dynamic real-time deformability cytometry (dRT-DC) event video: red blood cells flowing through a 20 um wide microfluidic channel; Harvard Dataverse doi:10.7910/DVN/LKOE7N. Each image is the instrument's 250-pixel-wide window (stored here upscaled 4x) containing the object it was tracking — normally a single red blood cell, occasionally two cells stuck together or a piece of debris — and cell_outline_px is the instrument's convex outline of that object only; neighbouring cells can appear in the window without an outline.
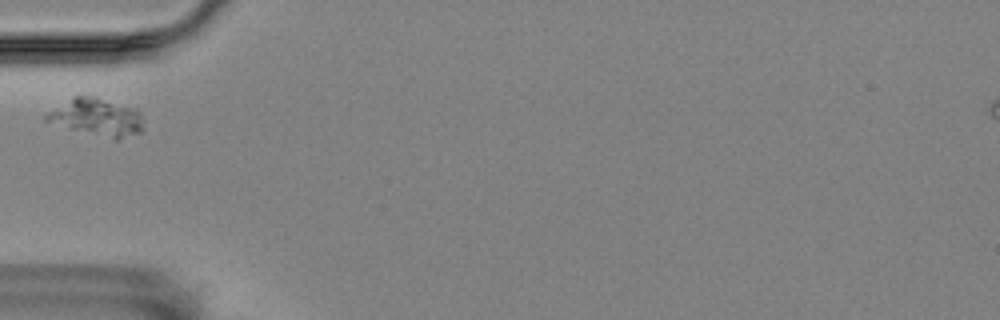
{"species": "Egyptian fruit bat (a non-hibernating species)", "species_latin": "Rousettus aegyptiacus", "temperature_condition": "room temperature", "stored_images_in_passage": 7, "camera_frame_rate_fps": 3000, "um_per_image_px": 0.085, "animal": {"sex": "female"}, "frame": {"image": 1, "passage_image": 2, "time_ms": 0.333, "image_size_px": [1000, 320], "cell_outline_px": [[144, 128], [140, 132], [120, 140], [116, 140], [72, 128], [44, 120], [44, 116], [48, 112], [72, 96], [96, 96], [136, 108], [140, 112]], "centroid_in_image_um": [8.29, 9.94], "position_along_channel_um": 76.7, "area_um2": 21.04}}
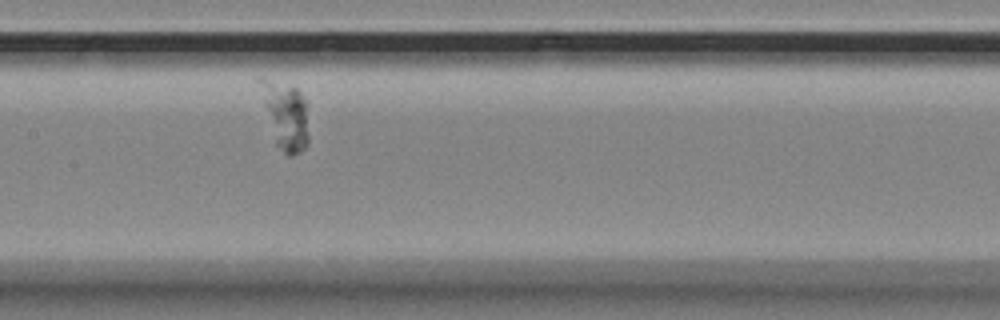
{"frame": {"image": 2, "passage_image": 5, "time_ms": 1.333, "image_size_px": [1000, 320], "cell_outline_px": [[308, 144], [300, 152], [288, 156], [276, 144], [256, 80], [256, 76], [260, 76], [296, 88], [300, 92], [304, 100], [308, 136]], "centroid_in_image_um": [24.22, 9.75], "position_along_channel_um": 183.2, "area_um2": 18.79}}
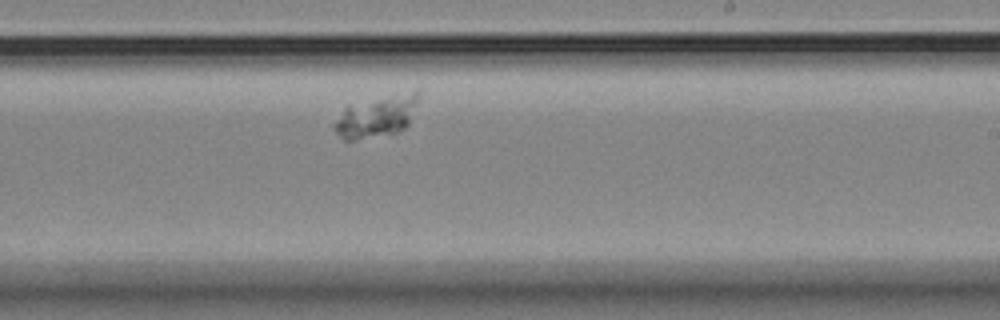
{"frame": {"image": 3, "passage_image": 7, "time_ms": 2.0, "image_size_px": [1000, 320], "cell_outline_px": [[420, 96], [408, 124], [404, 128], [396, 132], [352, 140], [344, 140], [332, 128], [332, 124], [344, 108], [416, 88], [420, 88]], "centroid_in_image_um": [32.05, 9.87], "position_along_channel_um": 256.9, "area_um2": 20.06}}